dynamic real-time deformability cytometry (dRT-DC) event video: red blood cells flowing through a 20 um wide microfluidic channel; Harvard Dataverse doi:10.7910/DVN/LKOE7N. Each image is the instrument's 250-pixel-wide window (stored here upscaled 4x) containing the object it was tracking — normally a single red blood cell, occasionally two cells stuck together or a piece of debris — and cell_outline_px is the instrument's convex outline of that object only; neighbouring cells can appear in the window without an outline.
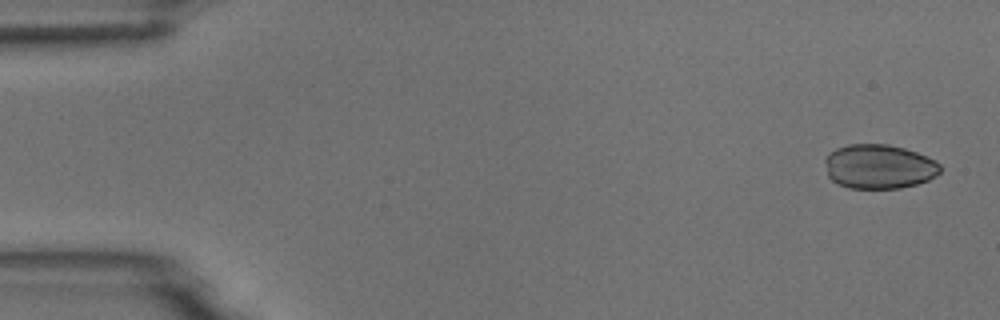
{"species": "common noctule bat (a hibernating species)", "species_latin": "Nyctalus noctula", "temperature_condition": "room temperature", "stored_images_in_passage": 6, "camera_frame_rate_fps": 3000, "um_per_image_px": 0.085, "animal": {"sex": "male", "body_mass_g": 18.8}, "frame": {"image": 1, "passage_image": 1, "time_ms": 0.0, "image_size_px": [1000, 320], "cell_outline_px": [[940, 172], [936, 176], [928, 180], [916, 184], [900, 188], [848, 188], [832, 180], [828, 176], [824, 160], [828, 152], [836, 148], [848, 144], [888, 144], [904, 148], [928, 156], [936, 160], [940, 164]], "centroid_in_image_um": [74.71, 14.15], "position_along_channel_um": 10.3, "area_um2": 30.0}}
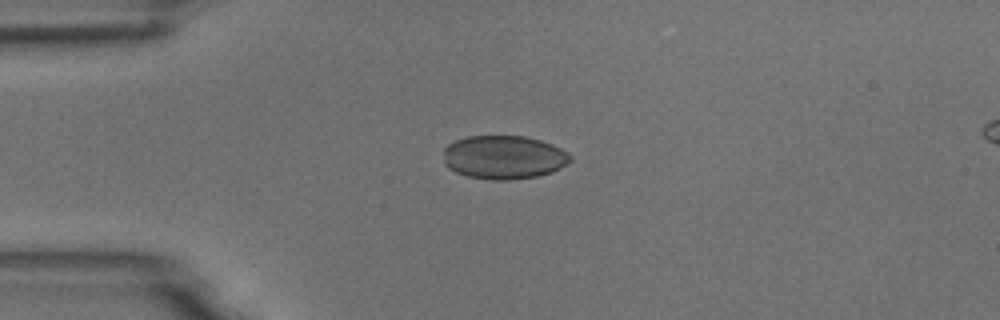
{"frame": {"image": 2, "passage_image": 4, "time_ms": 3.667, "image_size_px": [1000, 320], "cell_outline_px": [[572, 160], [560, 168], [552, 172], [536, 176], [508, 180], [492, 180], [468, 176], [456, 172], [448, 168], [444, 164], [444, 148], [448, 144], [456, 140], [468, 136], [524, 136], [540, 140], [552, 144], [568, 152], [572, 156]], "centroid_in_image_um": [42.82, 13.36], "position_along_channel_um": 42.2, "area_um2": 32.31}}